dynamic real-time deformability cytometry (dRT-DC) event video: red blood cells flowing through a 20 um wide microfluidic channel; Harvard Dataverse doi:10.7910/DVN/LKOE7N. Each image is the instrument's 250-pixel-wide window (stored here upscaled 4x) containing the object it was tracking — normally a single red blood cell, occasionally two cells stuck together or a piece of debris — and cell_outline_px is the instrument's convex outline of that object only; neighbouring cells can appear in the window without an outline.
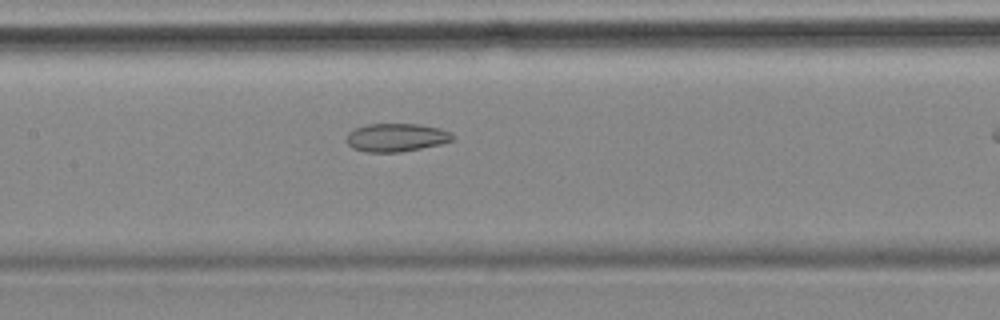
{"species": "common noctule bat (a hibernating species)", "species_latin": "Nyctalus noctula", "temperature_condition": "cold", "stored_images_in_passage": 33, "camera_frame_rate_fps": 3000, "um_per_image_px": 0.085, "animal": {"sex": "female", "body_mass_g": 18.4}, "frame": {"image": 1, "passage_image": 13, "time_ms": 4.0, "image_size_px": [1000, 320], "cell_outline_px": [[456, 136], [452, 140], [440, 144], [400, 152], [364, 152], [352, 148], [348, 144], [348, 132], [356, 128], [368, 124], [420, 124], [440, 128], [452, 132]], "centroid_in_image_um": [33.71, 11.68], "position_along_channel_um": 173.7, "area_um2": 17.46}}
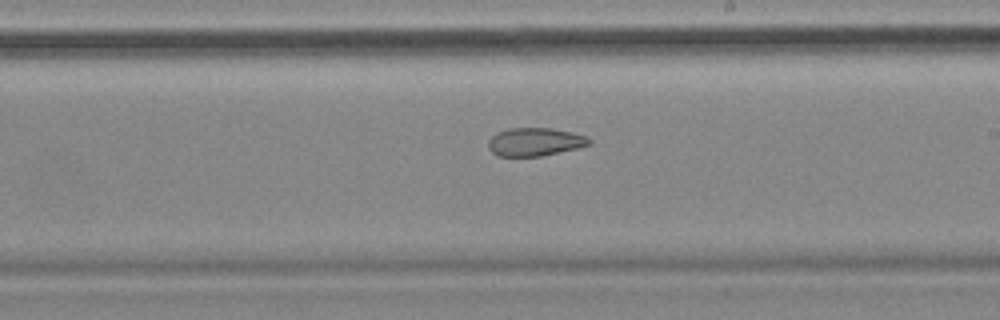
{"frame": {"image": 2, "passage_image": 19, "time_ms": 6.0, "image_size_px": [1000, 320], "cell_outline_px": [[592, 144], [576, 148], [540, 156], [496, 156], [488, 148], [488, 140], [496, 132], [508, 128], [552, 128], [572, 132], [588, 136], [592, 140]], "centroid_in_image_um": [45.46, 12.05], "position_along_channel_um": 243.5, "area_um2": 16.7}}
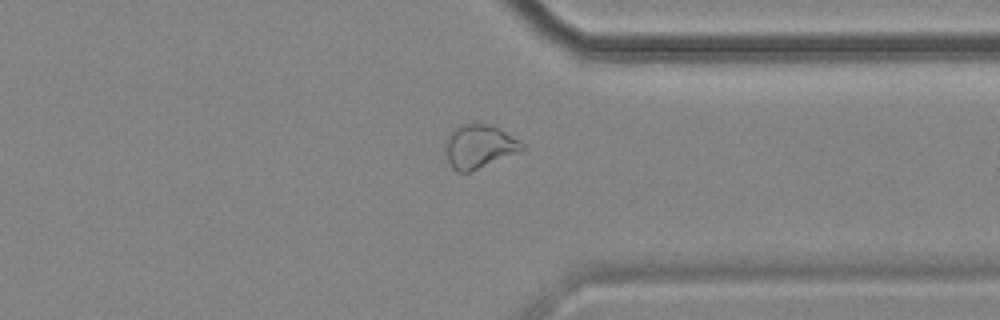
{"frame": {"image": 3, "passage_image": 30, "time_ms": 9.667, "image_size_px": [1000, 320], "cell_outline_px": [[524, 148], [516, 152], [468, 172], [456, 172], [452, 168], [444, 152], [444, 140], [452, 128], [460, 124], [472, 120], [492, 124], [500, 128], [520, 140], [524, 144]], "centroid_in_image_um": [40.65, 12.36], "position_along_channel_um": 370.8, "area_um2": 19.94}}